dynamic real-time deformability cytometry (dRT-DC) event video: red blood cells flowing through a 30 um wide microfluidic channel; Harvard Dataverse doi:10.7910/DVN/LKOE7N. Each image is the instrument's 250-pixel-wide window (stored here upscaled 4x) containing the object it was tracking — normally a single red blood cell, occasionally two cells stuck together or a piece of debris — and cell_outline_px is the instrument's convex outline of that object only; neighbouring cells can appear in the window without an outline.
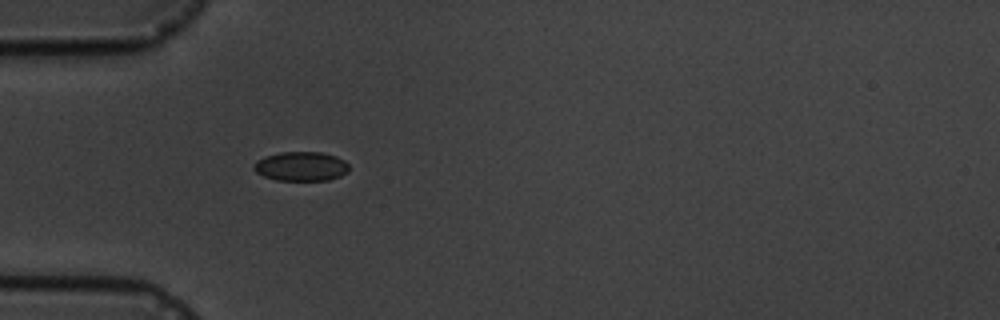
{"species": "common noctule bat (a hibernating species)", "species_latin": "Nyctalus noctula", "temperature_condition": "cold", "stored_images_in_passage": 5, "camera_frame_rate_fps": 3000, "um_per_image_px": 0.085, "animal": {"sex": "male", "body_mass_g": 19.5, "forearm_length_mm": 54.6}, "frame": {"image": 1, "passage_image": 5, "time_ms": 4.667, "image_size_px": [1000, 320], "cell_outline_px": [[348, 172], [340, 176], [328, 180], [276, 180], [264, 176], [256, 172], [252, 168], [256, 160], [264, 156], [280, 152], [320, 152], [336, 156], [344, 160], [348, 164]], "centroid_in_image_um": [25.57, 14.13], "position_along_channel_um": 59.4, "area_um2": 16.3}}